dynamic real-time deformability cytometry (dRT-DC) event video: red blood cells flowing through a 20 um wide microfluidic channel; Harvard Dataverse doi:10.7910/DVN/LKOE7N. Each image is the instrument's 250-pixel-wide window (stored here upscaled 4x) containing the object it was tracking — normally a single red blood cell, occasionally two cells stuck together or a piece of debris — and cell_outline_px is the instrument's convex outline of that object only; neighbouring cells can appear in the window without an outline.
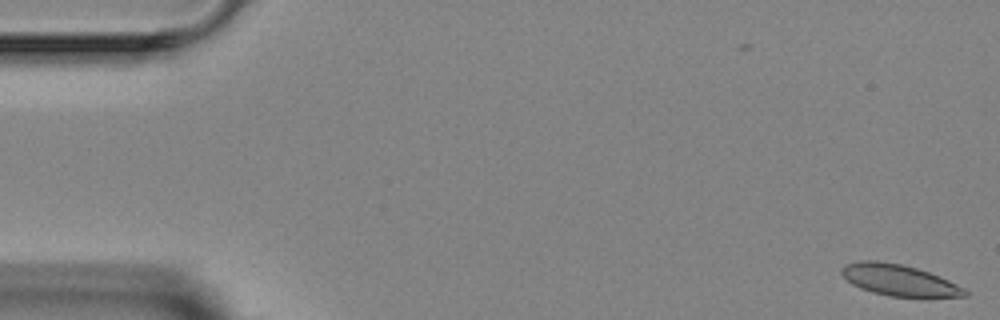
{"species": "Egyptian fruit bat (a non-hibernating species)", "species_latin": "Rousettus aegyptiacus", "temperature_condition": "room temperature", "stored_images_in_passage": 7, "camera_frame_rate_fps": 3000, "um_per_image_px": 0.085, "animal": {"sex": "female"}, "frame": {"image": 1, "passage_image": 1, "time_ms": 0.0, "image_size_px": [1000, 320], "cell_outline_px": [[968, 296], [888, 296], [872, 292], [860, 288], [852, 284], [840, 272], [840, 268], [844, 264], [860, 260], [876, 260], [900, 264], [916, 268], [940, 276], [964, 288], [968, 292]], "centroid_in_image_um": [76.37, 23.79], "position_along_channel_um": 8.6, "area_um2": 22.2}}
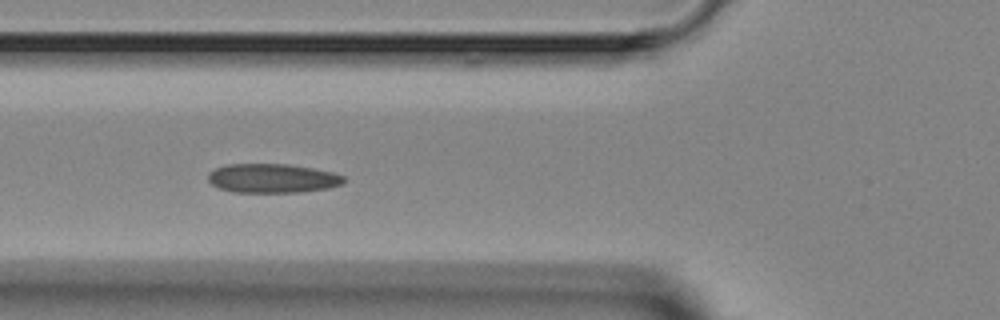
{"frame": {"image": 2, "passage_image": 6, "time_ms": 5.667, "image_size_px": [1000, 320], "cell_outline_px": [[344, 184], [328, 188], [300, 192], [232, 192], [220, 188], [212, 184], [208, 180], [208, 172], [216, 168], [228, 164], [288, 164], [312, 168], [332, 172], [344, 176]], "centroid_in_image_um": [23.15, 15.15], "position_along_channel_um": 102.6, "area_um2": 23.0}}
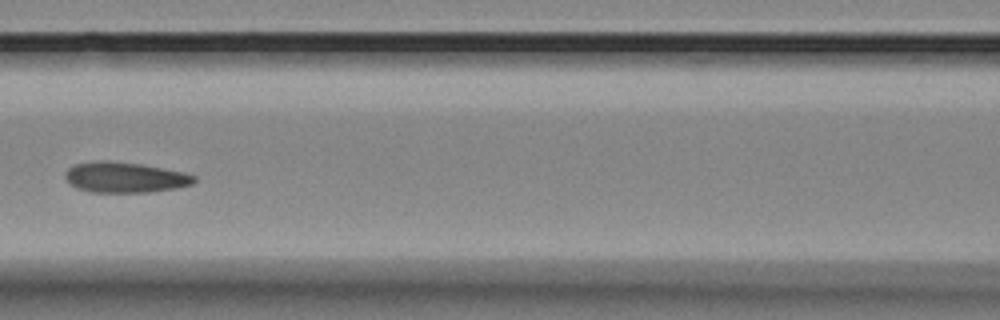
{"frame": {"image": 3, "passage_image": 7, "time_ms": 7.0, "image_size_px": [1000, 320], "cell_outline_px": [[196, 180], [192, 184], [176, 188], [148, 192], [92, 192], [76, 188], [64, 176], [64, 172], [72, 164], [96, 160], [108, 160], [140, 164], [184, 172], [196, 176]], "centroid_in_image_um": [10.59, 15.06], "position_along_channel_um": 156.0, "area_um2": 23.0}}